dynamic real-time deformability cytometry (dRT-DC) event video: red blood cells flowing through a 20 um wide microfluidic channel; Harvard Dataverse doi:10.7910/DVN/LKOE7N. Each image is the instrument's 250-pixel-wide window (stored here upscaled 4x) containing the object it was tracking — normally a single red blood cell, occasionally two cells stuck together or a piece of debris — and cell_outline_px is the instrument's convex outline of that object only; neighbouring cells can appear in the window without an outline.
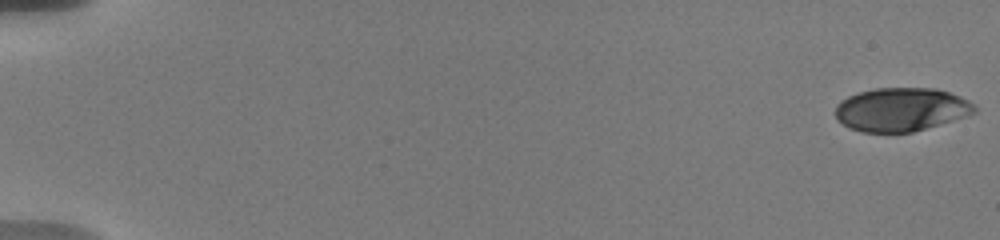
{"species": "human", "species_latin": "Homo sapiens", "temperature_condition": "warm", "stored_images_in_passage": 25, "camera_frame_rate_fps": 3000, "um_per_image_px": 0.085, "donor": {"sex": "male"}, "frame": {"image": 1, "passage_image": 1, "time_ms": 0.0, "image_size_px": [1000, 240], "cell_outline_px": [[976, 112], [968, 116], [912, 132], [860, 132], [848, 128], [836, 120], [836, 104], [840, 100], [848, 96], [860, 92], [876, 88], [936, 88], [960, 96], [976, 104]], "centroid_in_image_um": [76.6, 9.31], "position_along_channel_um": 8.4, "area_um2": 35.55}}
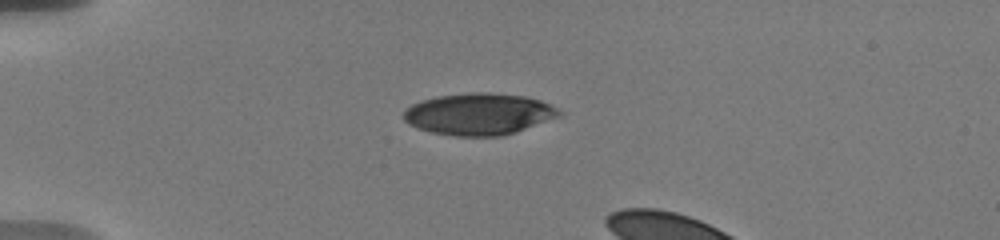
{"frame": {"image": 2, "passage_image": 17, "time_ms": 5.0, "image_size_px": [1000, 240], "cell_outline_px": [[564, 112], [560, 116], [516, 132], [500, 136], [456, 136], [432, 132], [416, 128], [408, 124], [404, 120], [404, 108], [420, 100], [436, 96], [472, 92], [488, 92], [524, 96], [540, 100]], "centroid_in_image_um": [40.67, 9.69], "position_along_channel_um": 44.3, "area_um2": 37.92}}
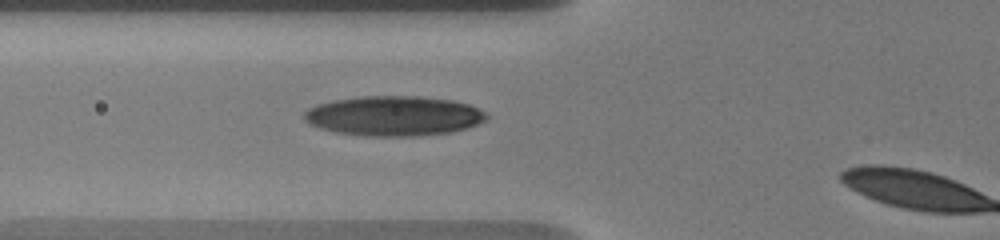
{"frame": {"image": 3, "passage_image": 24, "time_ms": 7.333, "image_size_px": [1000, 240], "cell_outline_px": [[488, 116], [484, 120], [468, 128], [452, 132], [420, 136], [368, 136], [336, 132], [320, 128], [304, 120], [304, 112], [308, 108], [316, 104], [332, 100], [360, 96], [420, 96], [452, 100], [468, 104], [488, 112]], "centroid_in_image_um": [33.48, 9.85], "position_along_channel_um": 92.3, "area_um2": 42.6}}